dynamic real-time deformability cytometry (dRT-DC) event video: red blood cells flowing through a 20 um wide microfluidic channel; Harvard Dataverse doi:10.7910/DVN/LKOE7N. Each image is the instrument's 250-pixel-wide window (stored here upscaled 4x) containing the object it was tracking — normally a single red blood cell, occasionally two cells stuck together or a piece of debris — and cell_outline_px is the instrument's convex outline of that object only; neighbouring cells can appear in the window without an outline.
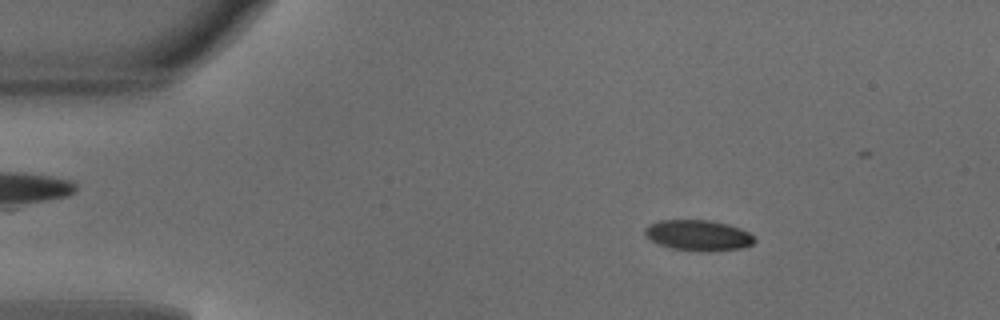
{"species": "common noctule bat (a hibernating species)", "species_latin": "Nyctalus noctula", "temperature_condition": "warm", "stored_images_in_passage": 42, "camera_frame_rate_fps": 3000, "um_per_image_px": 0.085, "animal": {"sex": "male", "body_mass_g": 18.8}, "frame": {"image": 1, "passage_image": 7, "time_ms": 2.0, "image_size_px": [1000, 320], "cell_outline_px": [[756, 240], [752, 244], [740, 248], [708, 252], [704, 252], [672, 248], [660, 244], [644, 236], [644, 228], [648, 224], [660, 220], [712, 220], [728, 224], [740, 228], [748, 232]], "centroid_in_image_um": [59.33, 19.99], "position_along_channel_um": 25.7, "area_um2": 19.65}}
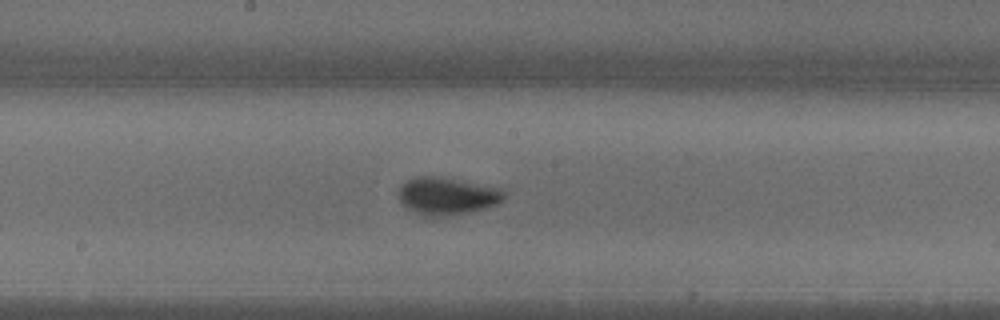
{"frame": {"image": 2, "passage_image": 25, "time_ms": 8.0, "image_size_px": [1000, 320], "cell_outline_px": [[504, 196], [496, 204], [484, 208], [468, 212], [444, 216], [424, 216], [408, 208], [400, 200], [400, 188], [408, 180], [416, 176], [432, 176], [500, 188], [504, 192]], "centroid_in_image_um": [37.98, 16.67], "position_along_channel_um": 210.2, "area_um2": 22.14}}
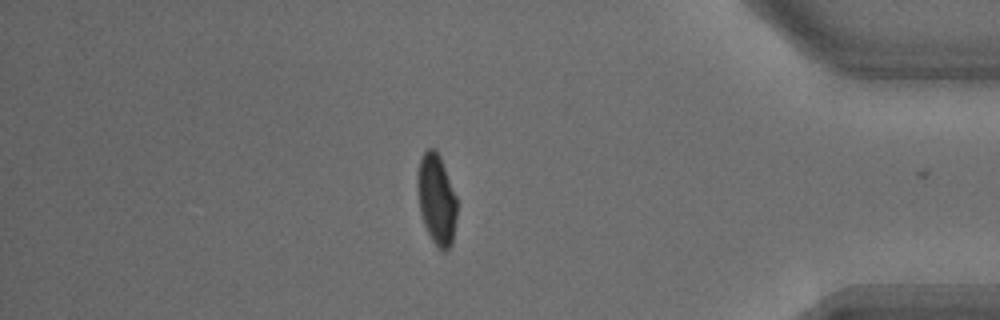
{"frame": {"image": 3, "passage_image": 41, "time_ms": 13.333, "image_size_px": [1000, 320], "cell_outline_px": [[456, 216], [452, 244], [444, 252], [432, 240], [424, 224], [420, 212], [416, 184], [416, 176], [420, 160], [424, 152], [428, 148], [436, 148], [440, 156], [456, 196]], "centroid_in_image_um": [37.09, 16.91], "position_along_channel_um": 398.1, "area_um2": 20.75}, "authors_computed_cell_mechanics": {"area_um2": 21.0392, "velocity_mm_per_s": 4.1545, "shape_relaxation_time_tau1_ms": 2.8312, "shape_relaxation_time_tau2_ms": null, "deformation_change_tau1": 0.1423, "deformation_change_tau2": null}}